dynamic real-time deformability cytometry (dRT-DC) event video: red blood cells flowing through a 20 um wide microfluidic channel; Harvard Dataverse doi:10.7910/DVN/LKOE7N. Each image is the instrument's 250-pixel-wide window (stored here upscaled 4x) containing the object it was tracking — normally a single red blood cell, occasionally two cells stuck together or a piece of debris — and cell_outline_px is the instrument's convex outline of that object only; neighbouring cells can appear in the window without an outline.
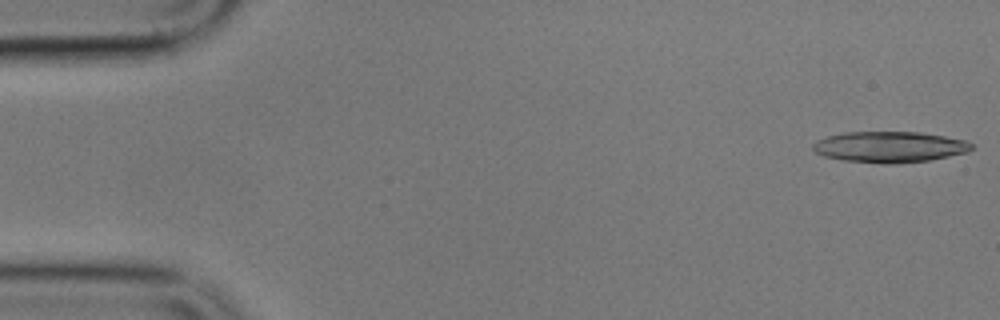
{"species": "common noctule bat (a hibernating species)", "species_latin": "Nyctalus noctula", "temperature_condition": "cold", "stored_images_in_passage": 5, "camera_frame_rate_fps": 3000, "um_per_image_px": 0.085, "animal": {"sex": "male", "body_mass_g": 17.9}, "frame": {"image": 1, "passage_image": 1, "time_ms": 0.0, "image_size_px": [1000, 320], "cell_outline_px": [[972, 148], [968, 152], [928, 160], [896, 164], [884, 164], [844, 160], [824, 156], [816, 152], [812, 148], [812, 144], [816, 140], [828, 136], [844, 132], [920, 132], [944, 136], [964, 140], [972, 144]], "centroid_in_image_um": [75.59, 12.49], "position_along_channel_um": 9.4, "area_um2": 28.55}}